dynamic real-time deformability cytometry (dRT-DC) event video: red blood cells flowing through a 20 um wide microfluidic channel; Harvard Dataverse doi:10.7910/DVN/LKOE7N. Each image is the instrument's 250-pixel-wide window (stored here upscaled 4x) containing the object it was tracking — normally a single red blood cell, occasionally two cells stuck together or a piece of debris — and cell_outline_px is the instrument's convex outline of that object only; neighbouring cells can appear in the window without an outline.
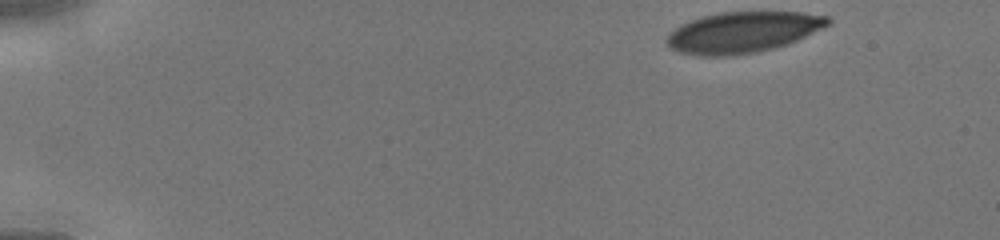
{"species": "human", "species_latin": "Homo sapiens", "temperature_condition": "cold", "stored_images_in_passage": 40, "camera_frame_rate_fps": 3000, "um_per_image_px": 0.085, "donor": {"sex": "male"}, "frame": {"image": 1, "passage_image": 1, "time_ms": 0.0, "image_size_px": [1000, 240], "cell_outline_px": [[832, 24], [788, 44], [756, 52], [724, 56], [704, 56], [680, 52], [672, 48], [664, 40], [668, 32], [672, 28], [680, 24], [700, 16], [720, 12], [800, 12], [828, 16], [832, 20]], "centroid_in_image_um": [63.12, 2.73], "position_along_channel_um": 21.9, "area_um2": 38.67}}
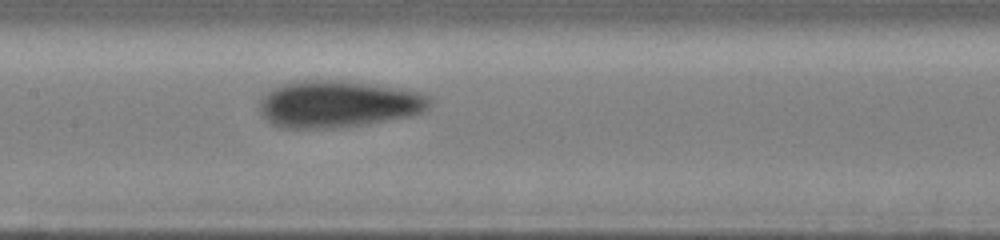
{"frame": {"image": 2, "passage_image": 19, "time_ms": 6.0, "image_size_px": [1000, 240], "cell_outline_px": [[432, 104], [428, 108], [420, 112], [408, 116], [368, 124], [336, 128], [280, 128], [272, 124], [260, 112], [260, 100], [272, 88], [296, 80], [340, 80], [376, 84], [424, 92], [432, 96]], "centroid_in_image_um": [28.79, 8.83], "position_along_channel_um": 178.6, "area_um2": 46.99}}
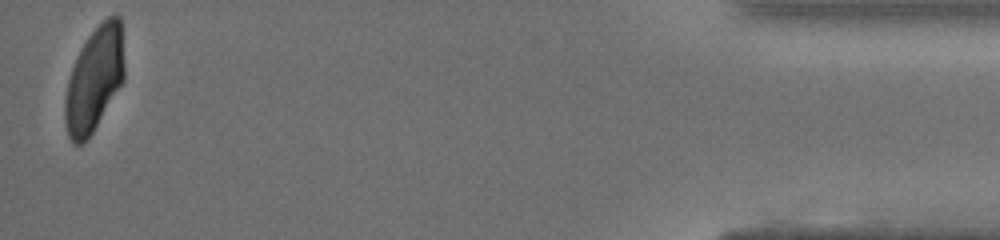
{"frame": {"image": 3, "passage_image": 40, "time_ms": 13.0, "image_size_px": [1000, 240], "cell_outline_px": [[124, 80], [92, 132], [80, 144], [72, 144], [68, 136], [64, 120], [64, 100], [68, 80], [72, 68], [80, 48], [88, 36], [108, 16], [120, 16], [124, 68]], "centroid_in_image_um": [7.99, 6.75], "position_along_channel_um": 427.2, "area_um2": 35.66}}